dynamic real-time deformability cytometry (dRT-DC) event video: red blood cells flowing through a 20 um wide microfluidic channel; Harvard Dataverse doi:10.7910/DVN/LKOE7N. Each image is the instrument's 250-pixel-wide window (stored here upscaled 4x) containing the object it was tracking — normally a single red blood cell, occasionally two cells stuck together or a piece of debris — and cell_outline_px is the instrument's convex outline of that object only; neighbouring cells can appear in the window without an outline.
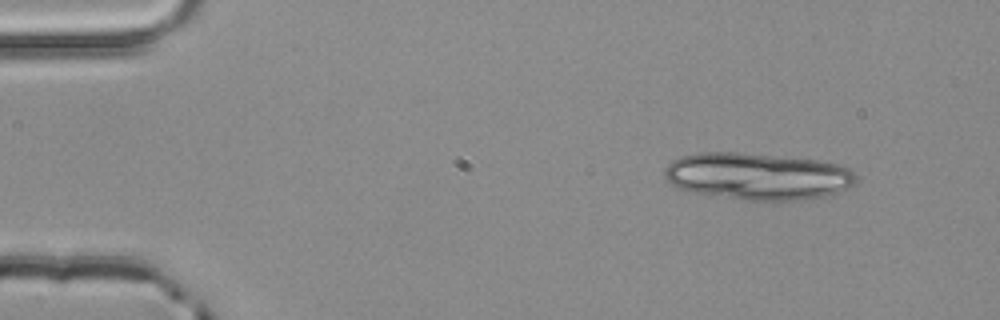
{"species": "common noctule bat (a hibernating species)", "species_latin": "Nyctalus noctula", "temperature_condition": "room temperature", "stored_images_in_passage": 3, "camera_frame_rate_fps": 3000, "um_per_image_px": 0.085, "animal": {"sex": "male", "body_mass_g": 20.4}, "frame": {"image": 1, "passage_image": 1, "time_ms": 0.0, "image_size_px": [1000, 320], "cell_outline_px": [[856, 180], [852, 184], [836, 192], [824, 196], [796, 200], [748, 200], [696, 192], [676, 188], [664, 176], [664, 168], [672, 160], [680, 156], [700, 152], [740, 152], [816, 160], [836, 164], [848, 168], [856, 176]], "centroid_in_image_um": [64.34, 14.96], "position_along_channel_um": 20.7, "area_um2": 51.9}}